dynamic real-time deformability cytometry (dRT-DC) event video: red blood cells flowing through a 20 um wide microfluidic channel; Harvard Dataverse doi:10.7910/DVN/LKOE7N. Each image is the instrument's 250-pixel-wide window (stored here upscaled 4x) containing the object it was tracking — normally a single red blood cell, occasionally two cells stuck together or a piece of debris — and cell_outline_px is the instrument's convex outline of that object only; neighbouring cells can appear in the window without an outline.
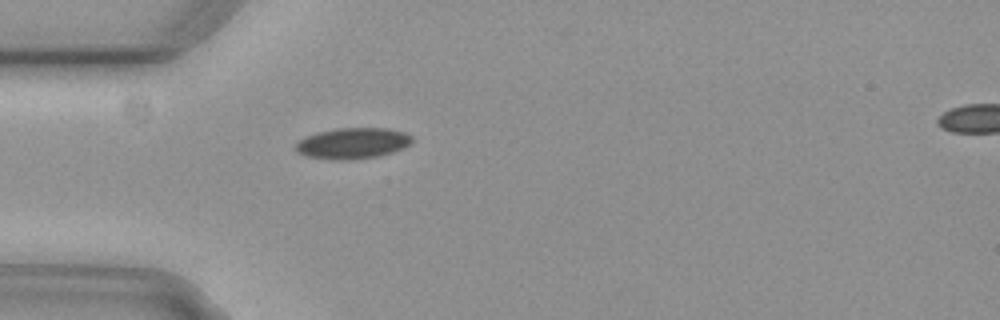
{"species": "common noctule bat (a hibernating species)", "species_latin": "Nyctalus noctula", "temperature_condition": "cold", "stored_images_in_passage": 2, "segment_of_instrument_passage": [1, 2], "camera_frame_rate_fps": 3000, "um_per_image_px": 0.085, "animal": {"sex": "female", "body_mass_g": 29.2, "forearm_length_mm": 56.3}, "frame": {"image": 1, "passage_image": 1, "time_ms": 0.0, "image_size_px": [1000, 320], "cell_outline_px": [[412, 140], [404, 148], [392, 152], [376, 156], [344, 160], [332, 160], [308, 156], [296, 152], [296, 144], [304, 136], [316, 132], [336, 128], [388, 128], [404, 132], [412, 136]], "centroid_in_image_um": [29.95, 12.16], "position_along_channel_um": 55.0, "area_um2": 20.92}}